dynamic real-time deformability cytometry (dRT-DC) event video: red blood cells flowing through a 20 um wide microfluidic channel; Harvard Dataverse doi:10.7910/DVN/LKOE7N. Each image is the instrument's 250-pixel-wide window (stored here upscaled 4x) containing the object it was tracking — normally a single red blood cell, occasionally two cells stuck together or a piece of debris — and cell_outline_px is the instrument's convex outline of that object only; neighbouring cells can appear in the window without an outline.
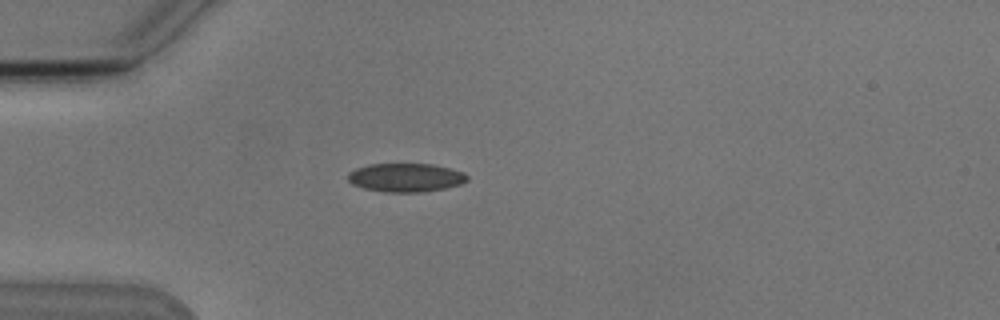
{"species": "Egyptian fruit bat (a non-hibernating species)", "species_latin": "Rousettus aegyptiacus", "temperature_condition": "cold", "stored_images_in_passage": 5, "camera_frame_rate_fps": 3000, "um_per_image_px": 0.085, "animal": {"sex": "male"}, "frame": {"image": 1, "passage_image": 3, "time_ms": 3.333, "image_size_px": [1000, 320], "cell_outline_px": [[468, 180], [460, 184], [444, 188], [424, 192], [384, 192], [364, 188], [352, 184], [348, 180], [348, 172], [356, 168], [368, 164], [432, 164], [464, 172], [468, 176]], "centroid_in_image_um": [34.47, 15.09], "position_along_channel_um": 50.5, "area_um2": 19.88}}